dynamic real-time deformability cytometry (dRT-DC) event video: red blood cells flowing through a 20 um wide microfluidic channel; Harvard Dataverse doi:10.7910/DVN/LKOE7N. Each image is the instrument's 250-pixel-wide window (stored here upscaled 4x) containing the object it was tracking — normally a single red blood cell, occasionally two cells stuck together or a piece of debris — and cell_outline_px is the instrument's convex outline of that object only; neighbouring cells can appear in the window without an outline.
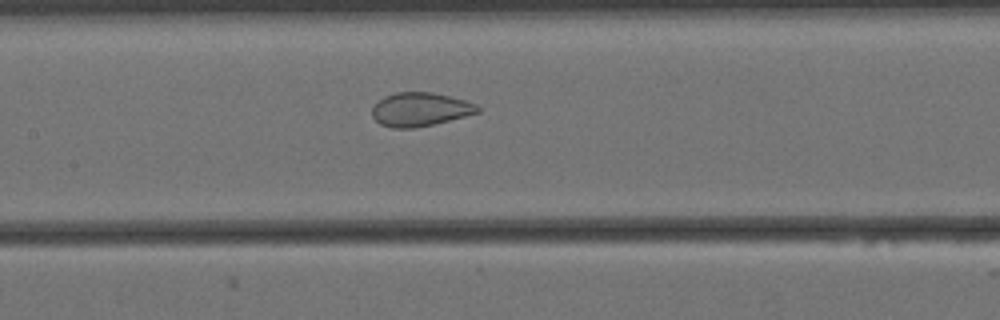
{"species": "Egyptian fruit bat (a non-hibernating species)", "species_latin": "Rousettus aegyptiacus", "temperature_condition": "cold", "stored_images_in_passage": 45, "camera_frame_rate_fps": 3000, "um_per_image_px": 0.085, "animal": {"sex": "female"}, "frame": {"image": 1, "passage_image": 19, "time_ms": 6.0, "image_size_px": [1000, 320], "cell_outline_px": [[484, 108], [480, 112], [416, 128], [392, 128], [380, 124], [372, 116], [372, 108], [384, 96], [396, 92], [432, 92], [464, 100], [476, 104]], "centroid_in_image_um": [35.72, 9.3], "position_along_channel_um": 171.7, "area_um2": 20.63}}
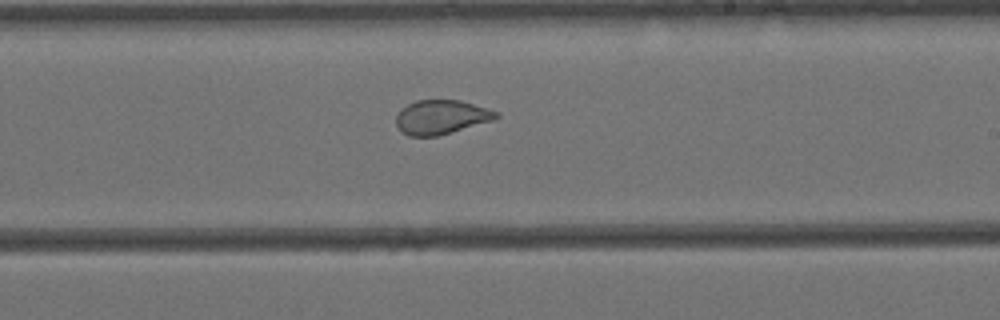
{"frame": {"image": 2, "passage_image": 26, "time_ms": 8.333, "image_size_px": [1000, 320], "cell_outline_px": [[500, 116], [496, 120], [436, 136], [408, 136], [400, 132], [396, 124], [396, 112], [400, 108], [416, 100], [460, 100], [500, 112]], "centroid_in_image_um": [37.5, 9.95], "position_along_channel_um": 251.5, "area_um2": 20.23}}
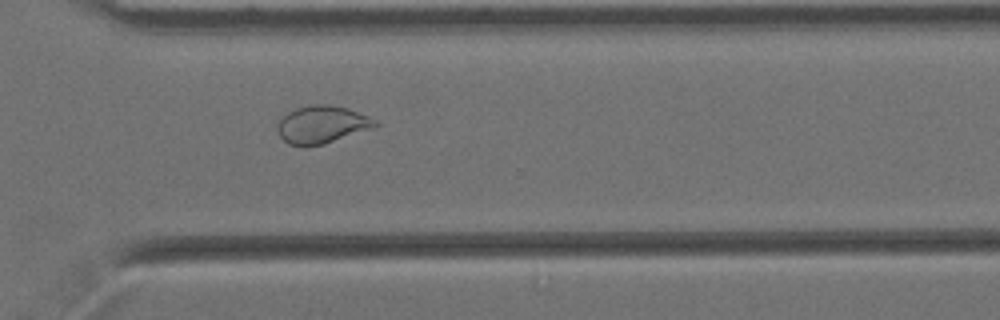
{"frame": {"image": 3, "passage_image": 34, "time_ms": 11.0, "image_size_px": [1000, 320], "cell_outline_px": [[380, 124], [372, 128], [324, 144], [304, 148], [288, 144], [280, 136], [276, 128], [276, 124], [288, 112], [296, 108], [312, 104], [332, 104], [348, 108], [380, 120]], "centroid_in_image_um": [27.37, 10.59], "position_along_channel_um": 343.2, "area_um2": 21.85}, "authors_computed_cell_mechanics": {"area_um2": 20.808, "velocity_mm_per_s": 3.4494, "shape_relaxation_time_tau1_ms": null, "shape_relaxation_time_tau2_ms": 0.7829, "deformation_change_tau1": null, "deformation_change_tau2": 0.0461}}